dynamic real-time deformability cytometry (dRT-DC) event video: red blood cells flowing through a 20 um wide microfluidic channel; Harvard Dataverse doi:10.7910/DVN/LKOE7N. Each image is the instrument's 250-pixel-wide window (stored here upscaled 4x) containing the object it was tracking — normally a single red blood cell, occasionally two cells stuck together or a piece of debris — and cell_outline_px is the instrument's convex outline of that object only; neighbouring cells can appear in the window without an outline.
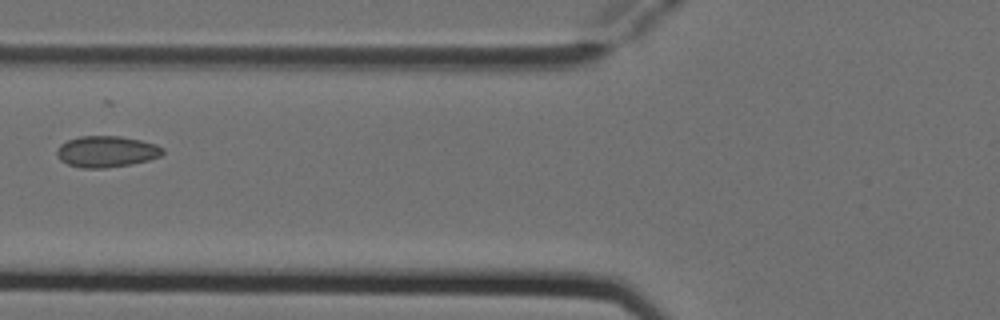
{"species": "Egyptian fruit bat (a non-hibernating species)", "species_latin": "Rousettus aegyptiacus", "temperature_condition": "cold", "stored_images_in_passage": 7, "camera_frame_rate_fps": 3000, "um_per_image_px": 0.085, "animal": {"sex": "female"}, "frame": {"image": 1, "passage_image": 6, "time_ms": 1.667, "image_size_px": [1000, 320], "cell_outline_px": [[164, 152], [160, 156], [148, 160], [132, 164], [108, 168], [80, 168], [68, 164], [60, 160], [56, 156], [56, 152], [60, 144], [68, 140], [80, 136], [120, 136], [140, 140], [156, 144], [164, 148]], "centroid_in_image_um": [9.04, 12.89], "position_along_channel_um": 116.8, "area_um2": 19.42}}
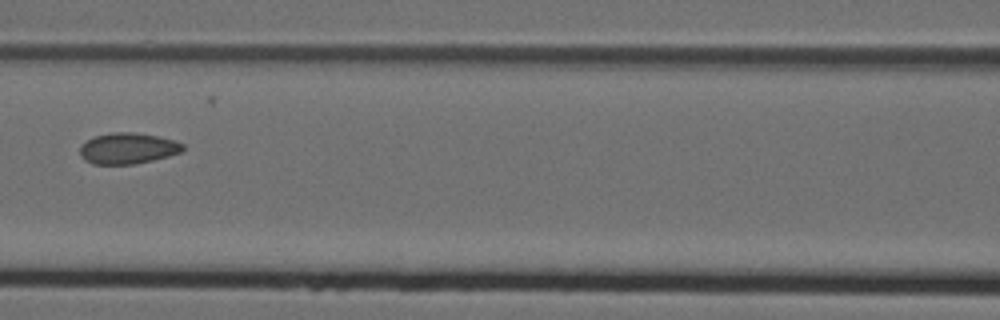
{"frame": {"image": 2, "passage_image": 7, "time_ms": 2.0, "image_size_px": [1000, 320], "cell_outline_px": [[184, 148], [180, 152], [168, 156], [152, 160], [132, 164], [92, 164], [84, 160], [80, 156], [80, 148], [88, 140], [96, 136], [112, 132], [132, 132], [160, 136], [184, 144]], "centroid_in_image_um": [10.86, 12.61], "position_along_channel_um": 155.7, "area_um2": 18.44}}